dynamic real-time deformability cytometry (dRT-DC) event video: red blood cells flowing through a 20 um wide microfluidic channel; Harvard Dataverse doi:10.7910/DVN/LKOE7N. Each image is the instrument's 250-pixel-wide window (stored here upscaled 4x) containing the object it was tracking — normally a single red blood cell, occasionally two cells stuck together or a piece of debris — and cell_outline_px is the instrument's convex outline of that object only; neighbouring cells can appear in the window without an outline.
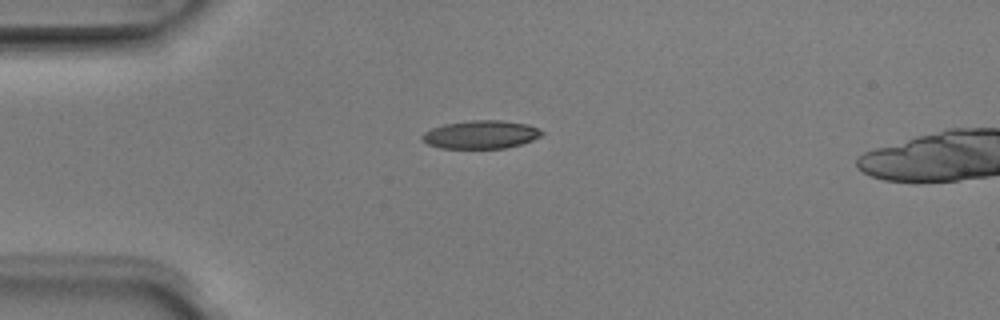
{"species": "Egyptian fruit bat (a non-hibernating species)", "species_latin": "Rousettus aegyptiacus", "temperature_condition": "room temperature", "stored_images_in_passage": 2, "camera_frame_rate_fps": 3000, "um_per_image_px": 0.085, "animal": {"sex": "male"}, "frame": {"image": 1, "passage_image": 1, "time_ms": 0.0, "image_size_px": [1000, 320], "cell_outline_px": [[544, 132], [540, 136], [532, 140], [520, 144], [504, 148], [440, 148], [428, 144], [420, 140], [420, 136], [424, 132], [432, 128], [444, 124], [472, 120], [500, 120], [528, 124]], "centroid_in_image_um": [40.83, 11.43], "position_along_channel_um": 44.2, "area_um2": 19.59}}